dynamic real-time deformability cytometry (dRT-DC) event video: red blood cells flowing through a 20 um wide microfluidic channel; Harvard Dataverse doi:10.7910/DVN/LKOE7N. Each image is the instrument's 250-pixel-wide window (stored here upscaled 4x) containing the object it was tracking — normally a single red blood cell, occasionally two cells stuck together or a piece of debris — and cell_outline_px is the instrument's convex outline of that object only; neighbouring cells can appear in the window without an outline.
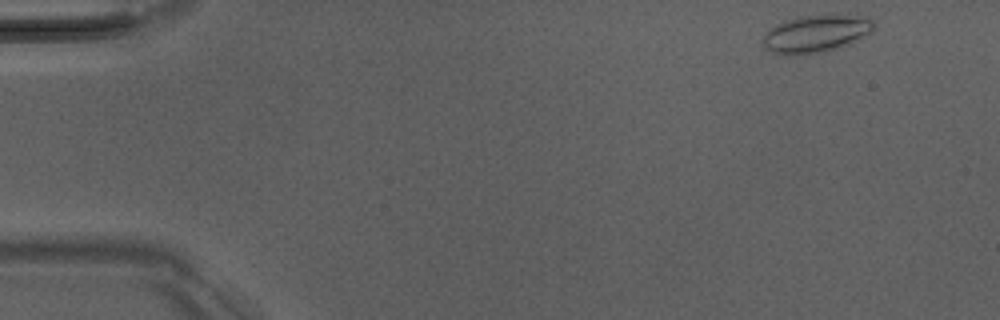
{"species": "Egyptian fruit bat (a non-hibernating species)", "species_latin": "Rousettus aegyptiacus", "temperature_condition": "room temperature", "stored_images_in_passage": 48, "camera_frame_rate_fps": 3000, "um_per_image_px": 0.085, "animal": {"sex": "male"}, "frame": {"image": 1, "passage_image": 1, "time_ms": 0.0, "image_size_px": [1000, 320], "cell_outline_px": [[876, 24], [872, 32], [868, 36], [860, 40], [836, 48], [820, 52], [796, 56], [792, 56], [772, 52], [764, 48], [764, 36], [776, 24], [784, 20], [796, 16], [836, 12], [848, 12], [868, 16]], "centroid_in_image_um": [69.47, 2.8], "position_along_channel_um": 15.5, "area_um2": 25.37}}
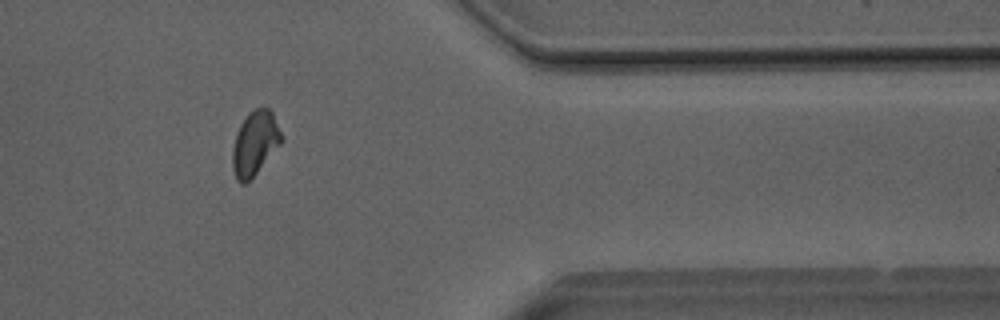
{"frame": {"image": 2, "passage_image": 39, "time_ms": 12.667, "image_size_px": [1000, 320], "cell_outline_px": [[280, 144], [256, 172], [244, 184], [240, 184], [236, 180], [232, 168], [232, 148], [236, 132], [240, 124], [248, 112], [256, 108], [268, 108], [272, 112], [280, 132]], "centroid_in_image_um": [21.6, 12.17], "position_along_channel_um": 389.8, "area_um2": 17.92}}
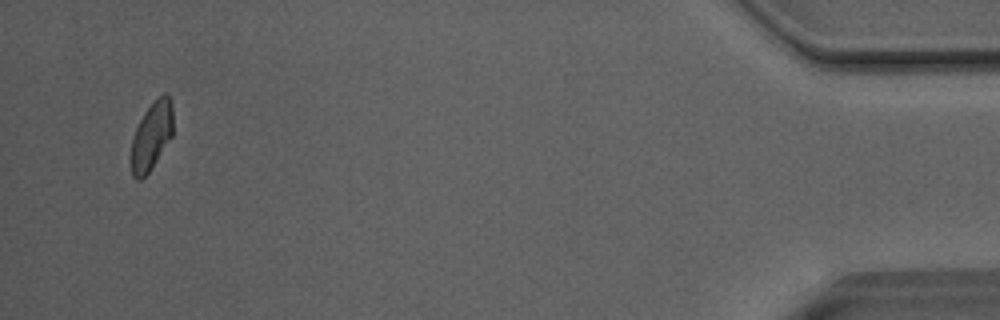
{"frame": {"image": 3, "passage_image": 46, "time_ms": 15.0, "image_size_px": [1000, 320], "cell_outline_px": [[172, 136], [148, 172], [140, 180], [136, 180], [132, 176], [132, 136], [144, 112], [164, 92], [168, 92], [172, 104]], "centroid_in_image_um": [12.89, 11.53], "position_along_channel_um": 422.3, "area_um2": 16.24}, "authors_computed_cell_mechanics": {"area_um2": 18.3804, "velocity_mm_per_s": 4.0424, "shape_relaxation_time_tau1_ms": 6.5563, "shape_relaxation_time_tau2_ms": 4.1047, "deformation_change_tau1": 0.1196, "deformation_change_tau2": 0.1038}}